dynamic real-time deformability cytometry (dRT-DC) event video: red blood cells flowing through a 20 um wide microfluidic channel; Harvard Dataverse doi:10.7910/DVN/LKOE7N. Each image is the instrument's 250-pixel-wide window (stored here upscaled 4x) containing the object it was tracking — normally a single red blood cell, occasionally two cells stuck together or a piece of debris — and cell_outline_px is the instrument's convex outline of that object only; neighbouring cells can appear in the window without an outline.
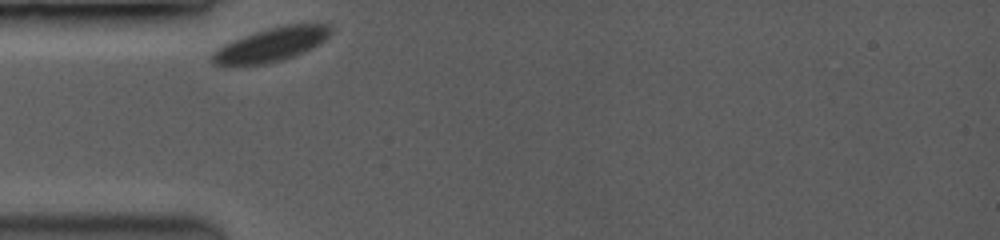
{"species": "common noctule bat (a hibernating species)", "species_latin": "Nyctalus noctula", "temperature_condition": "room temperature", "stored_images_in_passage": 7, "camera_frame_rate_fps": 3500, "um_per_image_px": 0.085, "animal": {"sex": "female", "body_mass_g": 19.0, "forearm_length_mm": 53.3}, "frame": {"image": 1, "passage_image": 1, "time_ms": 0.0, "image_size_px": [1000, 240], "cell_outline_px": [[332, 32], [320, 44], [284, 60], [268, 64], [220, 68], [212, 60], [212, 52], [224, 44], [244, 36], [268, 28], [284, 24], [328, 24], [332, 28]], "centroid_in_image_um": [23.01, 3.83], "position_along_channel_um": 62.0, "area_um2": 23.7}}
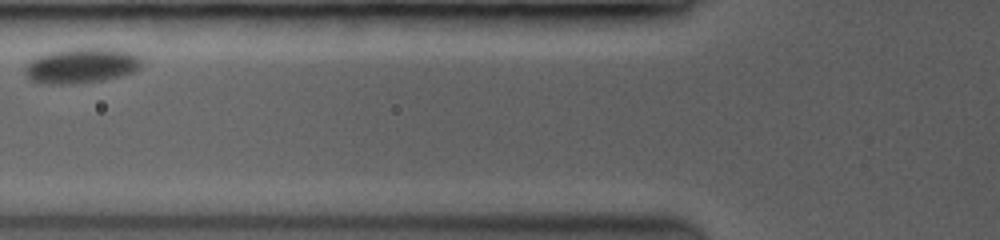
{"frame": {"image": 2, "passage_image": 4, "time_ms": 1.714, "image_size_px": [1000, 240], "cell_outline_px": [[144, 60], [140, 68], [132, 72], [120, 76], [100, 80], [72, 84], [48, 84], [28, 80], [24, 72], [24, 68], [32, 60], [40, 56], [52, 52], [72, 48], [120, 48], [132, 52], [140, 56]], "centroid_in_image_um": [6.98, 5.57], "position_along_channel_um": 118.8, "area_um2": 24.04}}
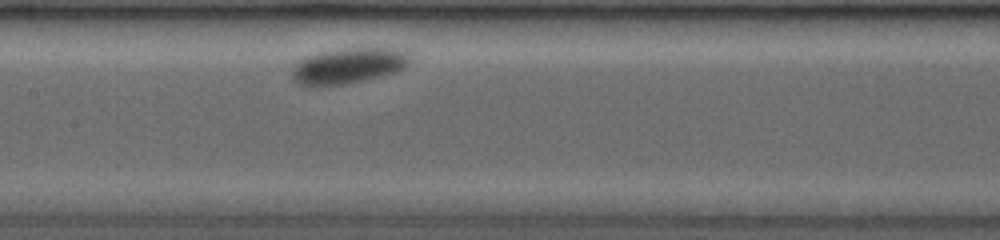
{"frame": {"image": 3, "passage_image": 7, "time_ms": 3.429, "image_size_px": [1000, 240], "cell_outline_px": [[412, 60], [404, 68], [380, 76], [364, 80], [340, 84], [296, 84], [292, 80], [292, 72], [296, 64], [304, 56], [316, 52], [336, 48], [396, 48], [408, 52]], "centroid_in_image_um": [29.62, 5.54], "position_along_channel_um": 177.8, "area_um2": 24.39}}